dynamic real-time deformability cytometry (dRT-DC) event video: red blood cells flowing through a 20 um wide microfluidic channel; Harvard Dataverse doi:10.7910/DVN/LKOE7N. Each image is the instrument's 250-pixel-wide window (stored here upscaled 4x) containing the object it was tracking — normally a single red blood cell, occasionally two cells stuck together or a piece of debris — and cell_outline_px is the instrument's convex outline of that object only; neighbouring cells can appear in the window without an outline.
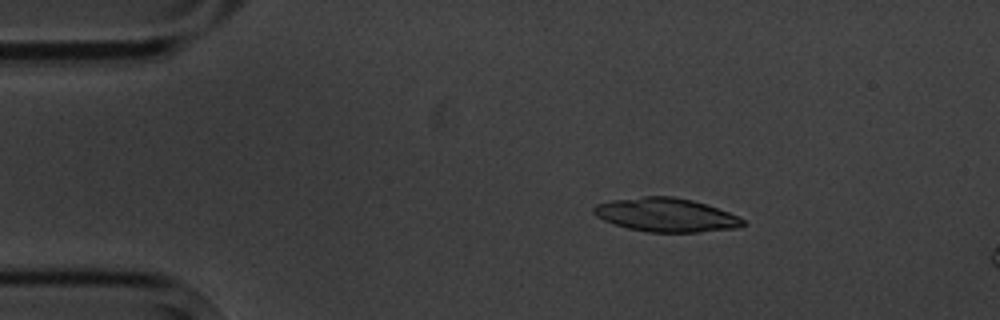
{"species": "common noctule bat (a hibernating species)", "species_latin": "Nyctalus noctula", "temperature_condition": "cold", "stored_images_in_passage": 5, "camera_frame_rate_fps": 3000, "um_per_image_px": 0.085, "animal": {"sex": "male", "body_mass_g": 20.1, "forearm_length_mm": 53.5}, "frame": {"image": 1, "passage_image": 3, "time_ms": 2.333, "image_size_px": [1000, 320], "cell_outline_px": [[744, 224], [740, 228], [700, 232], [648, 232], [628, 228], [604, 220], [596, 216], [592, 212], [592, 208], [596, 204], [612, 200], [644, 196], [672, 196], [692, 200], [728, 212], [744, 220]], "centroid_in_image_um": [56.6, 18.27], "position_along_channel_um": 28.4, "area_um2": 29.13}}